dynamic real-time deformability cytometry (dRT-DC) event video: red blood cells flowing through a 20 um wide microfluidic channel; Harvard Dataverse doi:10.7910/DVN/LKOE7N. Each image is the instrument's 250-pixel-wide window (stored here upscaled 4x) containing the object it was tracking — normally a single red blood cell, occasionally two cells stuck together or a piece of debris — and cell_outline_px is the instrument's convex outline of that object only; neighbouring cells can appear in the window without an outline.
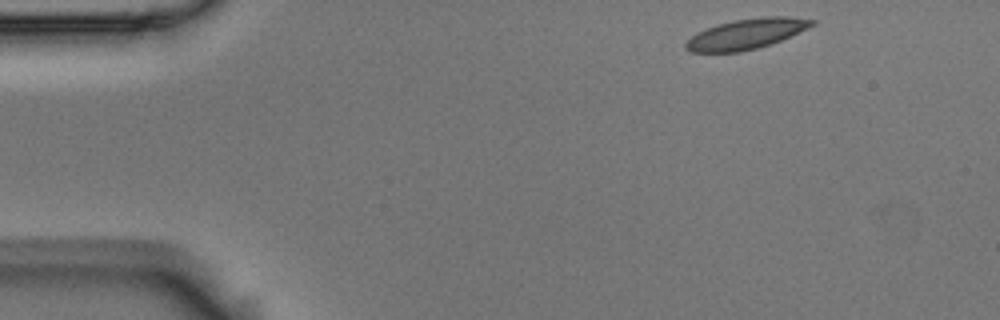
{"species": "Egyptian fruit bat (a non-hibernating species)", "species_latin": "Rousettus aegyptiacus", "temperature_condition": "room temperature", "stored_images_in_passage": 5, "camera_frame_rate_fps": 3000, "um_per_image_px": 0.085, "animal": {"sex": "male"}, "frame": {"image": 1, "passage_image": 1, "time_ms": 0.0, "image_size_px": [1000, 320], "cell_outline_px": [[816, 24], [808, 28], [780, 40], [756, 48], [740, 52], [692, 52], [684, 48], [684, 44], [696, 32], [716, 24], [736, 20], [760, 16], [788, 16], [816, 20]], "centroid_in_image_um": [63.42, 2.87], "position_along_channel_um": 21.6, "area_um2": 22.2}}
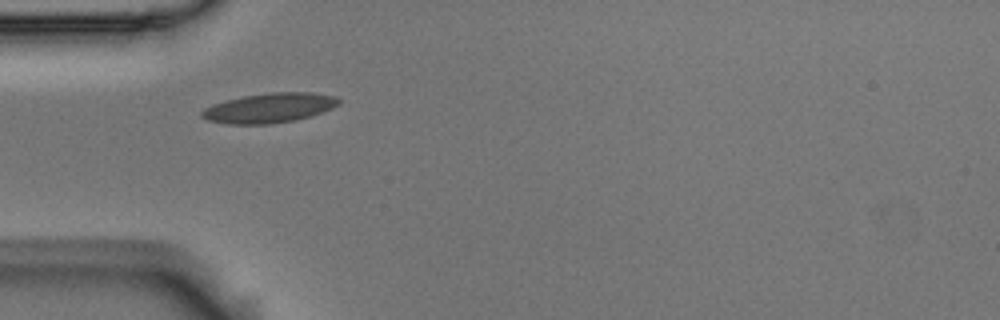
{"frame": {"image": 2, "passage_image": 4, "time_ms": 1.0, "image_size_px": [1000, 320], "cell_outline_px": [[340, 104], [332, 108], [296, 120], [268, 124], [228, 124], [208, 120], [200, 116], [200, 112], [204, 108], [212, 104], [224, 100], [244, 96], [272, 92], [312, 92], [336, 96], [340, 100]], "centroid_in_image_um": [22.87, 9.17], "position_along_channel_um": 62.1, "area_um2": 23.7}}
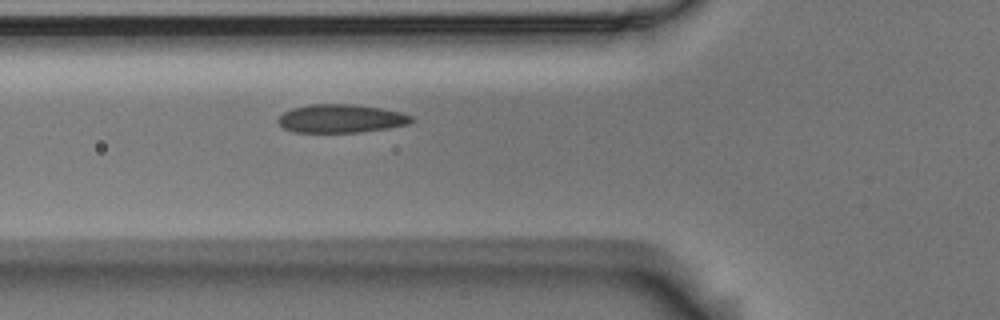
{"frame": {"image": 3, "passage_image": 5, "time_ms": 1.333, "image_size_px": [1000, 320], "cell_outline_px": [[416, 120], [408, 124], [388, 128], [360, 132], [292, 132], [284, 128], [276, 120], [284, 112], [292, 108], [308, 104], [352, 104], [380, 108], [400, 112], [412, 116]], "centroid_in_image_um": [28.98, 10.07], "position_along_channel_um": 96.8, "area_um2": 22.08}}